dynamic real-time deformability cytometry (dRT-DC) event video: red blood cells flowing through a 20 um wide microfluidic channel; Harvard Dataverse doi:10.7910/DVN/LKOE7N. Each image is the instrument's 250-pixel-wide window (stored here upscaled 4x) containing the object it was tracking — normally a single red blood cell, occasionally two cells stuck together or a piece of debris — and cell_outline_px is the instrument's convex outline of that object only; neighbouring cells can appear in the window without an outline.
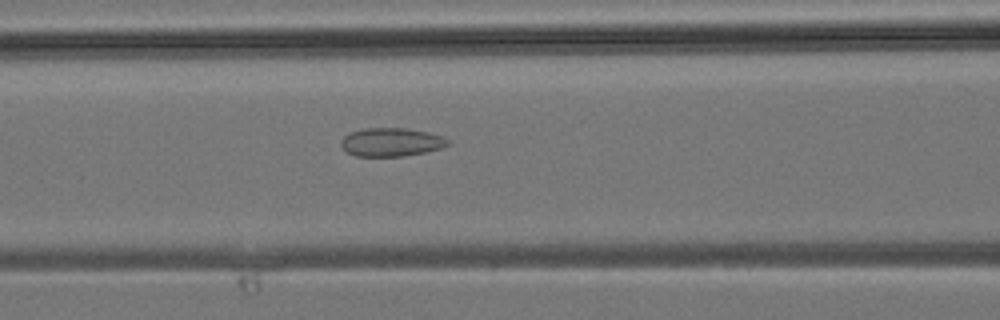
{"species": "common noctule bat (a hibernating species)", "species_latin": "Nyctalus noctula", "temperature_condition": "room temperature", "stored_images_in_passage": 36, "camera_frame_rate_fps": 3000, "um_per_image_px": 0.085, "animal": {"sex": "male", "body_mass_g": 19.2, "forearm_length_mm": 51.8}, "frame": {"image": 1, "passage_image": 15, "time_ms": 4.667, "image_size_px": [1000, 320], "cell_outline_px": [[452, 144], [440, 148], [424, 152], [404, 156], [356, 156], [348, 152], [340, 144], [340, 140], [348, 132], [364, 128], [408, 128], [428, 132], [444, 136]], "centroid_in_image_um": [33.26, 12.07], "position_along_channel_um": 133.3, "area_um2": 17.86}}
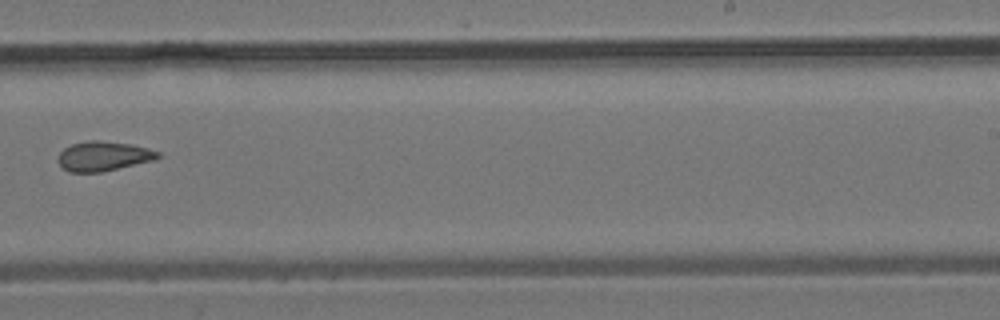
{"frame": {"image": 2, "passage_image": 23, "time_ms": 7.333, "image_size_px": [1000, 320], "cell_outline_px": [[160, 156], [152, 160], [100, 172], [68, 172], [56, 160], [60, 152], [64, 148], [72, 144], [88, 140], [100, 140], [132, 144], [148, 148], [160, 152]], "centroid_in_image_um": [8.75, 13.26], "position_along_channel_um": 280.2, "area_um2": 17.11}}
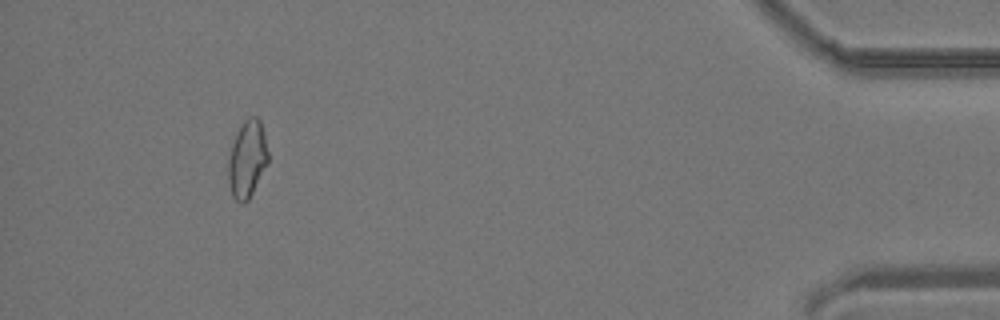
{"frame": {"image": 3, "passage_image": 34, "time_ms": 11.0, "image_size_px": [1000, 320], "cell_outline_px": [[268, 164], [248, 200], [244, 204], [240, 204], [232, 196], [228, 180], [228, 160], [232, 144], [236, 132], [244, 120], [252, 116], [256, 116], [260, 120], [264, 132], [268, 152]], "centroid_in_image_um": [21.01, 13.53], "position_along_channel_um": 414.2, "area_um2": 18.03}}